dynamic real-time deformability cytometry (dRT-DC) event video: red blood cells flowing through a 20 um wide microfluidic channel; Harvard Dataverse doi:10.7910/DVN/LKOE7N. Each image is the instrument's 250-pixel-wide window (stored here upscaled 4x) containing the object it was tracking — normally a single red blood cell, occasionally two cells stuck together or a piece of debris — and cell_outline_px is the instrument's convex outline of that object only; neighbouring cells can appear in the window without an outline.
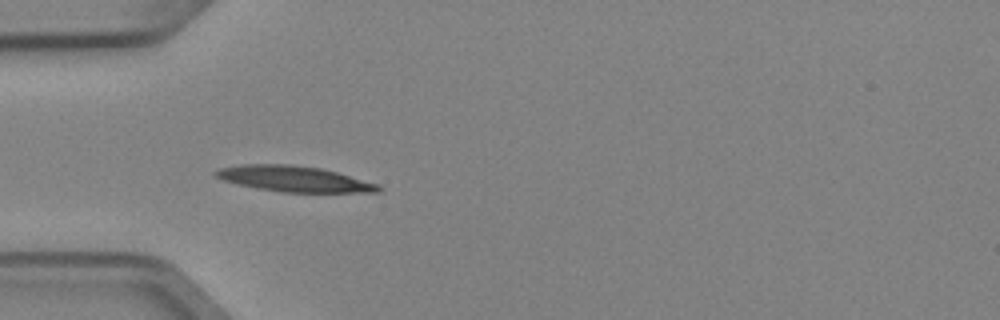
{"species": "Egyptian fruit bat (a non-hibernating species)", "species_latin": "Rousettus aegyptiacus", "temperature_condition": "cold", "stored_images_in_passage": 6, "camera_frame_rate_fps": 3000, "um_per_image_px": 0.085, "animal": {"sex": "female"}, "frame": {"image": 1, "passage_image": 5, "time_ms": 1.333, "image_size_px": [1000, 320], "cell_outline_px": [[384, 188], [380, 192], [284, 192], [256, 188], [236, 184], [224, 180], [216, 176], [212, 172], [220, 168], [240, 164], [292, 164], [320, 168], [336, 172], [380, 184]], "centroid_in_image_um": [25.01, 15.2], "position_along_channel_um": 60.0, "area_um2": 24.45}}
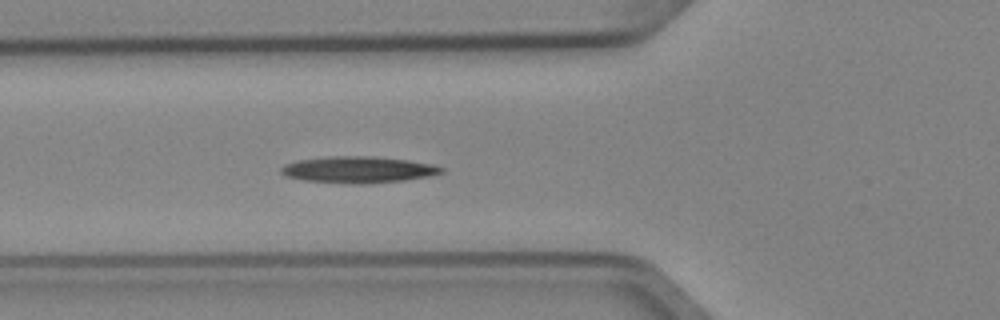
{"frame": {"image": 2, "passage_image": 6, "time_ms": 1.667, "image_size_px": [1000, 320], "cell_outline_px": [[444, 172], [428, 176], [404, 180], [364, 184], [360, 184], [304, 180], [284, 176], [280, 172], [280, 168], [284, 164], [300, 160], [332, 156], [372, 156], [408, 160], [432, 164], [444, 168]], "centroid_in_image_um": [30.44, 14.42], "position_along_channel_um": 95.4, "area_um2": 24.57}}